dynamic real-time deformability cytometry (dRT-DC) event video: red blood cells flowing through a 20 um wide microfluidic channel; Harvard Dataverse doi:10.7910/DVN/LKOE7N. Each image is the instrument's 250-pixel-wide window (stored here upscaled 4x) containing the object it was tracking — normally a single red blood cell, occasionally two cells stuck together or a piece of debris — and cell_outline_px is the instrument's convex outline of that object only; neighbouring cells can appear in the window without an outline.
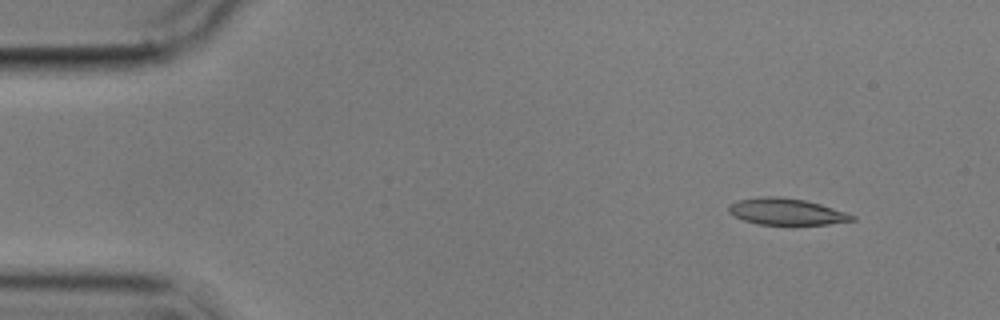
{"species": "common noctule bat (a hibernating species)", "species_latin": "Nyctalus noctula", "temperature_condition": "cold", "stored_images_in_passage": 4, "camera_frame_rate_fps": 3000, "um_per_image_px": 0.085, "animal": {"sex": "male", "body_mass_g": 17.9}, "frame": {"image": 1, "passage_image": 2, "time_ms": 1.333, "image_size_px": [1000, 320], "cell_outline_px": [[856, 220], [828, 224], [760, 224], [744, 220], [728, 212], [728, 204], [740, 200], [764, 196], [780, 196], [804, 200], [820, 204], [856, 216]], "centroid_in_image_um": [66.84, 17.98], "position_along_channel_um": 18.2, "area_um2": 18.79}}
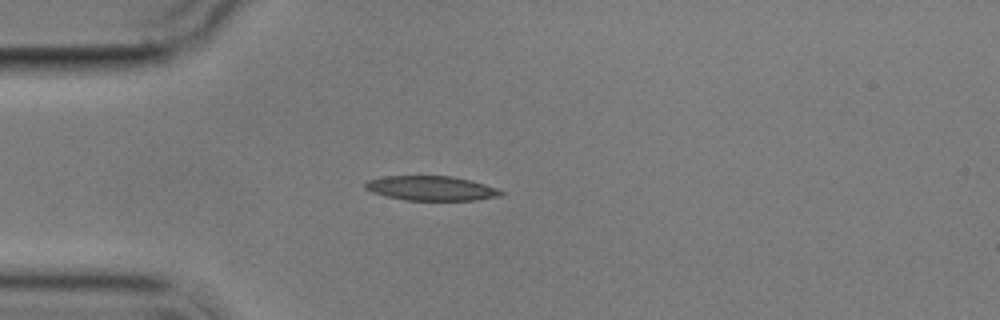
{"frame": {"image": 2, "passage_image": 4, "time_ms": 4.333, "image_size_px": [1000, 320], "cell_outline_px": [[504, 192], [500, 196], [476, 200], [404, 200], [372, 192], [364, 188], [364, 184], [368, 180], [384, 176], [452, 176], [472, 180], [496, 188]], "centroid_in_image_um": [36.65, 16.0], "position_along_channel_um": 48.4, "area_um2": 19.36}}